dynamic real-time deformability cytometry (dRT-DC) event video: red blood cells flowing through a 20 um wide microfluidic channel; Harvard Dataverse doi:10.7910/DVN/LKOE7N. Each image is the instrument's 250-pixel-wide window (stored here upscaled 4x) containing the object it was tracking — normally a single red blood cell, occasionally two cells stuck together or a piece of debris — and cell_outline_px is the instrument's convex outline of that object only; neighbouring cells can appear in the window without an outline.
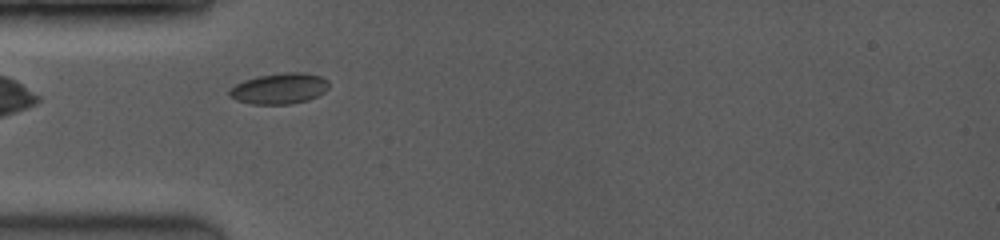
{"species": "common noctule bat (a hibernating species)", "species_latin": "Nyctalus noctula", "temperature_condition": "room temperature", "stored_images_in_passage": 5, "camera_frame_rate_fps": 3500, "um_per_image_px": 0.085, "animal": {"sex": "female", "body_mass_g": 19.0, "forearm_length_mm": 53.3}, "frame": {"image": 1, "passage_image": 1, "time_ms": 0.0, "image_size_px": [1000, 240], "cell_outline_px": [[328, 88], [320, 96], [308, 100], [292, 104], [248, 104], [236, 100], [228, 96], [228, 88], [244, 80], [260, 76], [284, 72], [304, 72], [320, 76], [328, 80]], "centroid_in_image_um": [23.74, 7.53], "position_along_channel_um": 61.3, "area_um2": 18.15}}
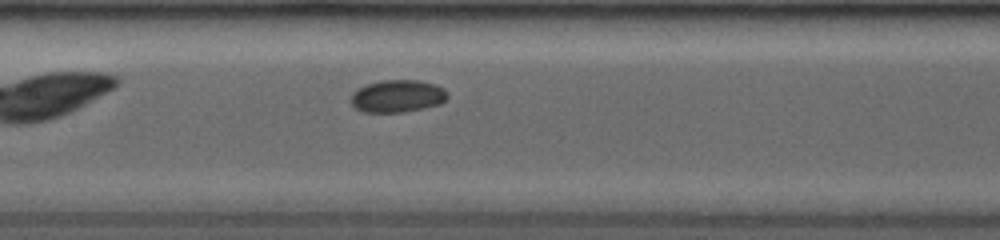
{"frame": {"image": 2, "passage_image": 5, "time_ms": 2.857, "image_size_px": [1000, 240], "cell_outline_px": [[448, 96], [440, 104], [424, 108], [404, 112], [364, 112], [356, 108], [352, 104], [352, 92], [368, 84], [384, 80], [416, 80], [436, 84], [444, 88]], "centroid_in_image_um": [33.81, 8.17], "position_along_channel_um": 173.6, "area_um2": 18.09}}